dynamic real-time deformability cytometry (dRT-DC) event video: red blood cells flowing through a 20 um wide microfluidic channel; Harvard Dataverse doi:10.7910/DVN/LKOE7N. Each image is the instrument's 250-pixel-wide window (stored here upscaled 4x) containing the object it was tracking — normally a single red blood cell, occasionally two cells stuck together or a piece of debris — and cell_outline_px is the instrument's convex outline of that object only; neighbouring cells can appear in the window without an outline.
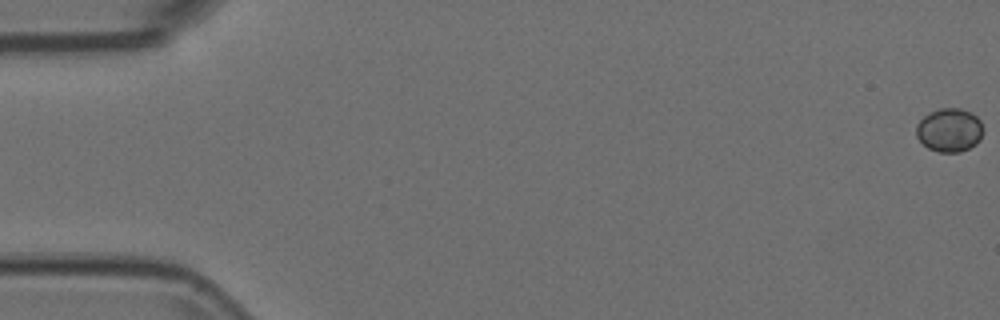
{"species": "Egyptian fruit bat (a non-hibernating species)", "species_latin": "Rousettus aegyptiacus", "temperature_condition": "room temperature", "stored_images_in_passage": 7, "camera_frame_rate_fps": 3000, "um_per_image_px": 0.085, "animal": {"sex": "female"}, "frame": {"image": 1, "passage_image": 1, "time_ms": 0.0, "image_size_px": [1000, 320], "cell_outline_px": [[984, 132], [980, 140], [976, 144], [960, 152], [940, 152], [928, 148], [916, 136], [916, 124], [928, 112], [940, 108], [960, 108], [972, 112], [980, 120], [984, 128]], "centroid_in_image_um": [80.72, 11.04], "position_along_channel_um": 4.3, "area_um2": 17.22}}